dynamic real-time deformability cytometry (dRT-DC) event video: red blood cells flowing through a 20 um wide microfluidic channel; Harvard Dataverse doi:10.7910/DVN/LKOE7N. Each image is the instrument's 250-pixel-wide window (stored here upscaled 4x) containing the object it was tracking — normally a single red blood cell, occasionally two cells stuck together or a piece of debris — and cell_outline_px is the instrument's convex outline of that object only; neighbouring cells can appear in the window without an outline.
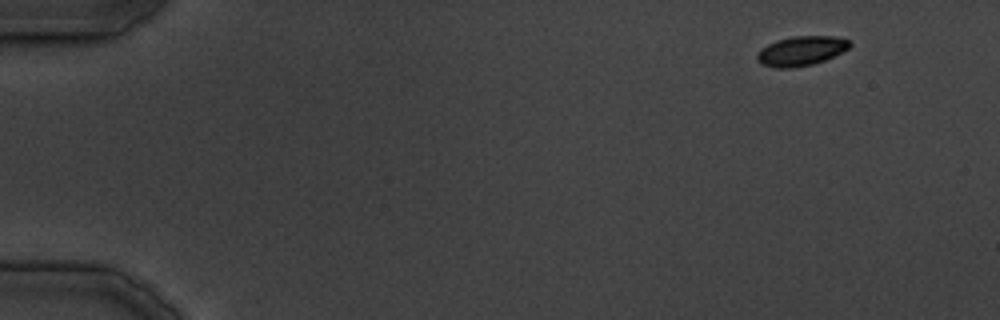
{"species": "common noctule bat (a hibernating species)", "species_latin": "Nyctalus noctula", "temperature_condition": "cold", "stored_images_in_passage": 7, "camera_frame_rate_fps": 3000, "um_per_image_px": 0.085, "animal": {"sex": "male", "body_mass_g": 19.5, "forearm_length_mm": 54.6}, "frame": {"image": 1, "passage_image": 1, "time_ms": 0.0, "image_size_px": [1000, 320], "cell_outline_px": [[852, 44], [848, 48], [824, 60], [812, 64], [792, 68], [776, 68], [760, 64], [756, 60], [756, 52], [768, 44], [776, 40], [792, 36], [832, 36], [852, 40]], "centroid_in_image_um": [68.06, 4.32], "position_along_channel_um": 16.9, "area_um2": 16.01}}